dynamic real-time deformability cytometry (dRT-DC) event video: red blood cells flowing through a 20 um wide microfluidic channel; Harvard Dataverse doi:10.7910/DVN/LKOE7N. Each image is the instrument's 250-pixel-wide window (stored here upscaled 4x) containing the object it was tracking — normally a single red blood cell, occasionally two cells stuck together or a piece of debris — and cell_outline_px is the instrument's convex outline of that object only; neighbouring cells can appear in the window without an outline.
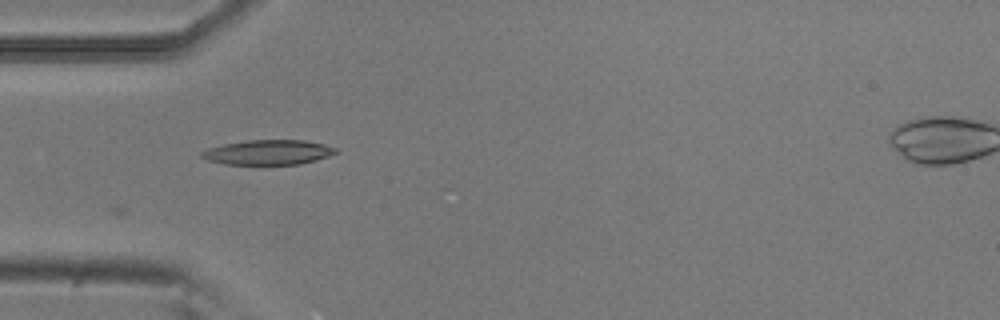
{"species": "common noctule bat (a hibernating species)", "species_latin": "Nyctalus noctula", "temperature_condition": "room temperature", "stored_images_in_passage": 6, "camera_frame_rate_fps": 3000, "um_per_image_px": 0.085, "animal": {"sex": "male", "body_mass_g": 20.5, "forearm_length_mm": 52.5}, "frame": {"image": 1, "passage_image": 5, "time_ms": 1.333, "image_size_px": [1000, 320], "cell_outline_px": [[340, 152], [316, 160], [300, 164], [224, 164], [208, 160], [200, 156], [200, 152], [208, 148], [224, 144], [248, 140], [304, 140], [324, 144], [336, 148]], "centroid_in_image_um": [22.81, 12.94], "position_along_channel_um": 62.2, "area_um2": 19.36}}
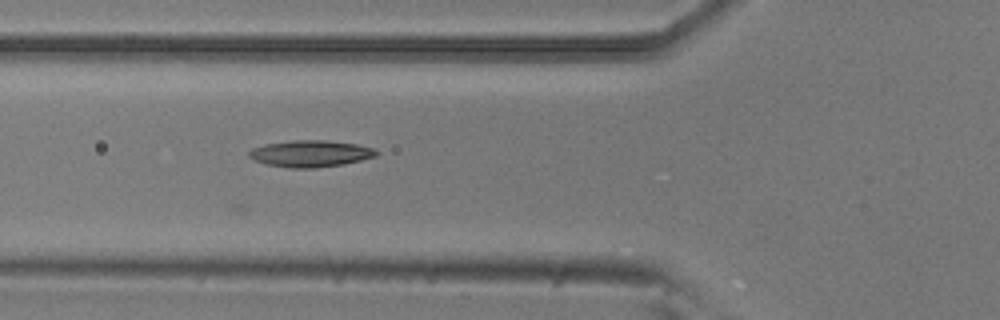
{"frame": {"image": 2, "passage_image": 6, "time_ms": 1.667, "image_size_px": [1000, 320], "cell_outline_px": [[380, 152], [376, 156], [344, 164], [316, 168], [292, 168], [264, 164], [248, 156], [248, 152], [252, 148], [264, 144], [292, 140], [328, 140], [356, 144], [376, 148]], "centroid_in_image_um": [26.41, 13.05], "position_along_channel_um": 99.4, "area_um2": 19.94}}